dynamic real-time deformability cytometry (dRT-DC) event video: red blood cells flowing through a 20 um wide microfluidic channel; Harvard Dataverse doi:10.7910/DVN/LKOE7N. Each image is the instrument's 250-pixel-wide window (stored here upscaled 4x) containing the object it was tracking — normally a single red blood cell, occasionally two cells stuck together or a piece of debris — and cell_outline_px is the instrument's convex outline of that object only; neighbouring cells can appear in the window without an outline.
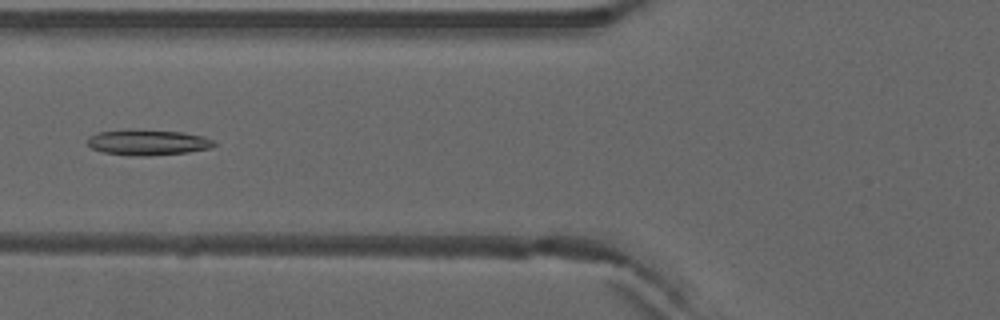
{"species": "common noctule bat (a hibernating species)", "species_latin": "Nyctalus noctula", "temperature_condition": "warm", "stored_images_in_passage": 6, "camera_frame_rate_fps": 3000, "um_per_image_px": 0.085, "animal": {"sex": "male", "forearm_length_mm": 52.5}, "frame": {"image": 1, "passage_image": 6, "time_ms": 1.667, "image_size_px": [1000, 320], "cell_outline_px": [[216, 144], [212, 148], [188, 152], [148, 156], [144, 156], [104, 152], [92, 148], [88, 144], [88, 136], [96, 132], [124, 128], [128, 128], [184, 132], [204, 136], [216, 140]], "centroid_in_image_um": [12.59, 12.07], "position_along_channel_um": 113.2, "area_um2": 19.31}}